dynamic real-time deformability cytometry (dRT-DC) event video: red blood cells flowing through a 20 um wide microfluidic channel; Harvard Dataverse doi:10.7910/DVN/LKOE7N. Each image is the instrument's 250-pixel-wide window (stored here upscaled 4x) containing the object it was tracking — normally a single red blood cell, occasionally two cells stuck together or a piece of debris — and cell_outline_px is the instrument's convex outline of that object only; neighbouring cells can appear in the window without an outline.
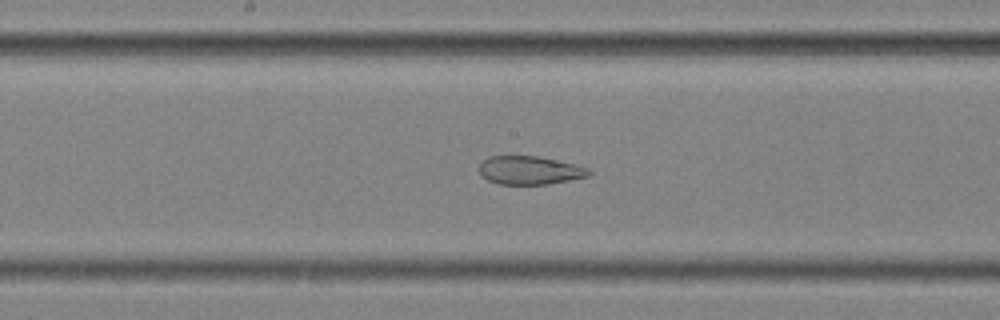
{"species": "common noctule bat (a hibernating species)", "species_latin": "Nyctalus noctula", "temperature_condition": "cold", "stored_images_in_passage": 42, "camera_frame_rate_fps": 3000, "um_per_image_px": 0.085, "animal": {"sex": "female", "body_mass_g": 25.1}, "frame": {"image": 1, "passage_image": 18, "time_ms": 5.667, "image_size_px": [1000, 320], "cell_outline_px": [[592, 172], [588, 176], [548, 184], [500, 184], [488, 180], [480, 176], [480, 164], [488, 156], [536, 156], [572, 164], [588, 168]], "centroid_in_image_um": [44.99, 14.48], "position_along_channel_um": 203.2, "area_um2": 17.86}}
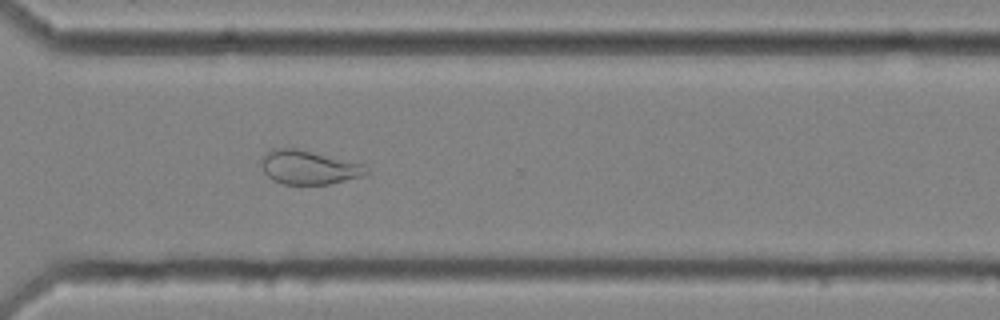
{"frame": {"image": 2, "passage_image": 30, "time_ms": 9.667, "image_size_px": [1000, 320], "cell_outline_px": [[368, 172], [364, 176], [328, 184], [284, 184], [272, 180], [264, 172], [260, 164], [260, 160], [272, 148], [296, 148], [364, 164]], "centroid_in_image_um": [26.22, 14.23], "position_along_channel_um": 344.4, "area_um2": 20.63}}
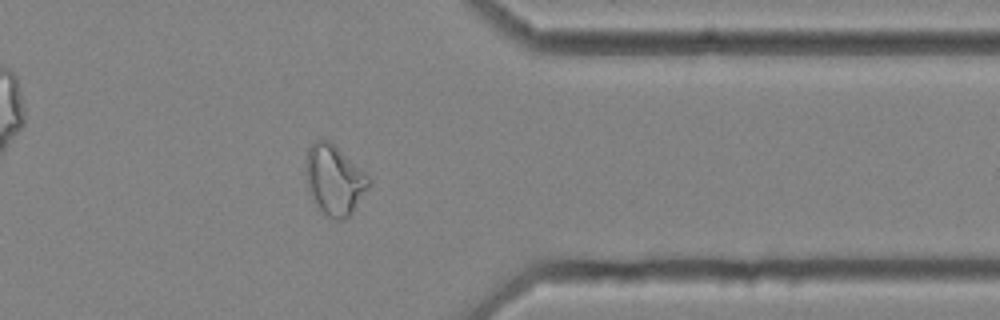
{"frame": {"image": 3, "passage_image": 34, "time_ms": 11.0, "image_size_px": [1000, 320], "cell_outline_px": [[372, 180], [368, 188], [352, 212], [344, 220], [332, 220], [320, 212], [312, 200], [308, 192], [304, 168], [304, 164], [308, 148], [316, 140], [328, 140], [368, 172]], "centroid_in_image_um": [28.41, 15.31], "position_along_channel_um": 383.0, "area_um2": 26.36}}